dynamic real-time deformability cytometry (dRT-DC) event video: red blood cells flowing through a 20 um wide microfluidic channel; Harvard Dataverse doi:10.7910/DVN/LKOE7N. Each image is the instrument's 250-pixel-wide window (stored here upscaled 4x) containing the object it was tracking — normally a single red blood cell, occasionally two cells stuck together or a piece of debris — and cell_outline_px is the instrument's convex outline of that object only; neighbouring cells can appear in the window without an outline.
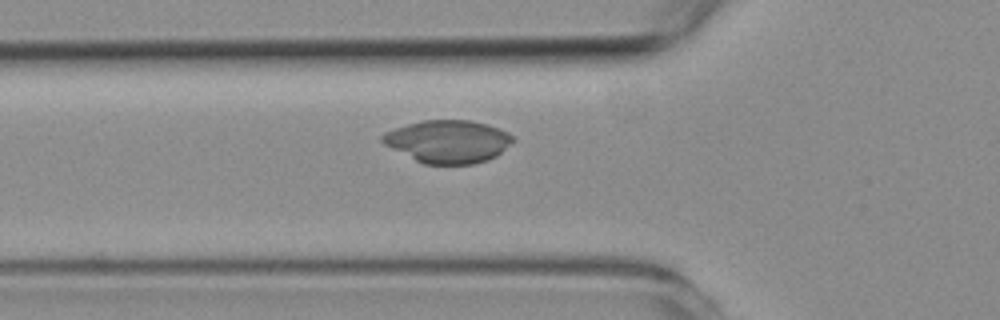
{"species": "common noctule bat (a hibernating species)", "species_latin": "Nyctalus noctula", "temperature_condition": "room temperature", "stored_images_in_passage": 18, "camera_frame_rate_fps": 3000, "um_per_image_px": 0.085, "animal": {"sex": "female", "body_mass_g": 19.3, "forearm_length_mm": 54.1}, "frame": {"image": 1, "passage_image": 4, "time_ms": 1.0, "image_size_px": [1000, 320], "cell_outline_px": [[516, 140], [496, 156], [488, 160], [472, 164], [424, 164], [384, 144], [380, 140], [380, 136], [384, 132], [408, 124], [424, 120], [468, 120], [488, 124], [500, 128], [508, 132]], "centroid_in_image_um": [38.11, 12.02], "position_along_channel_um": 87.7, "area_um2": 32.48}}
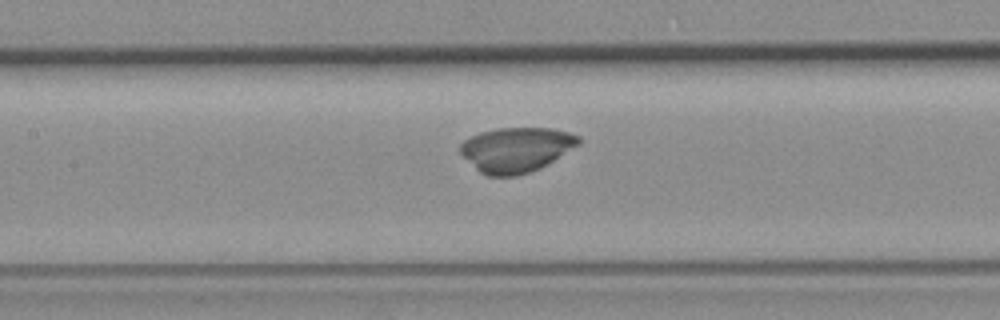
{"frame": {"image": 2, "passage_image": 10, "time_ms": 3.0, "image_size_px": [1000, 320], "cell_outline_px": [[580, 144], [540, 168], [516, 176], [488, 176], [480, 172], [460, 152], [460, 144], [464, 140], [480, 132], [496, 128], [552, 128], [568, 132], [580, 136]], "centroid_in_image_um": [43.89, 12.71], "position_along_channel_um": 163.5, "area_um2": 30.69}}
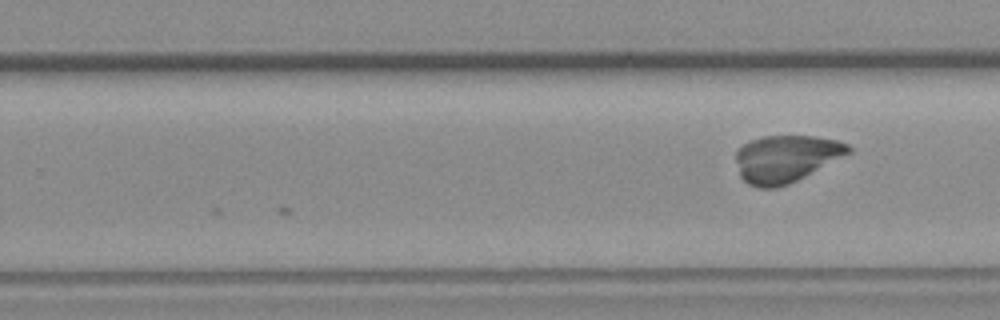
{"frame": {"image": 3, "passage_image": 18, "time_ms": 5.667, "image_size_px": [1000, 320], "cell_outline_px": [[852, 152], [788, 184], [776, 188], [756, 188], [748, 184], [740, 176], [736, 160], [736, 152], [744, 144], [752, 140], [764, 136], [812, 136], [836, 140], [848, 144], [852, 148]], "centroid_in_image_um": [66.8, 13.49], "position_along_channel_um": 263.0, "area_um2": 30.63}}